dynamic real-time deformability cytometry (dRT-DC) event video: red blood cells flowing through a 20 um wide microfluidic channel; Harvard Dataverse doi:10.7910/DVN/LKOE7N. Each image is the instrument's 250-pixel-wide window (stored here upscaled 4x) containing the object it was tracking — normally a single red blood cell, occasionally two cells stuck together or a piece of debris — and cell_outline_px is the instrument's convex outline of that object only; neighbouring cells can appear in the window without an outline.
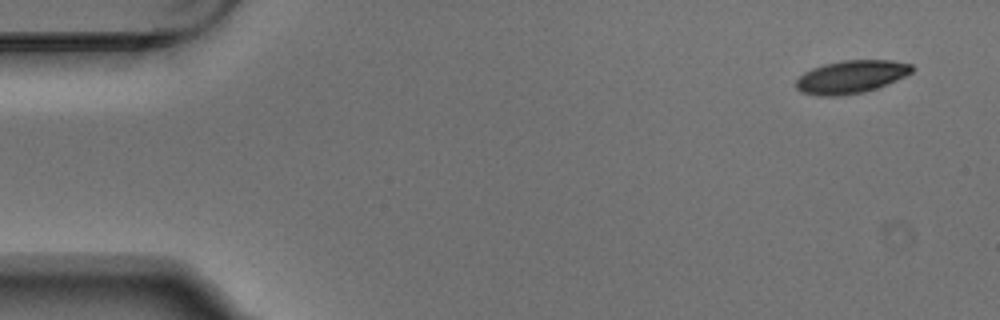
{"species": "Egyptian fruit bat (a non-hibernating species)", "species_latin": "Rousettus aegyptiacus", "temperature_condition": "warm", "stored_images_in_passage": 3, "camera_frame_rate_fps": 3000, "um_per_image_px": 0.085, "animal": {"sex": "male"}, "frame": {"image": 1, "passage_image": 1, "time_ms": 0.0, "image_size_px": [1000, 320], "cell_outline_px": [[916, 68], [912, 72], [896, 80], [876, 88], [864, 92], [840, 96], [820, 96], [800, 92], [796, 88], [796, 80], [804, 72], [812, 68], [824, 64], [844, 60], [892, 60], [912, 64]], "centroid_in_image_um": [72.34, 6.53], "position_along_channel_um": 12.7, "area_um2": 22.31}}
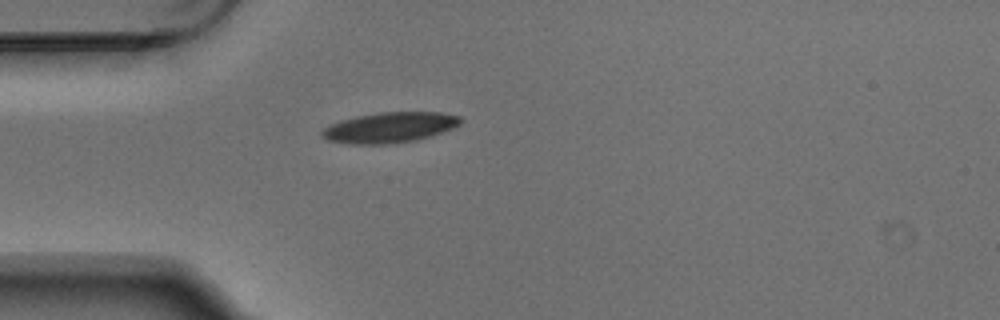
{"frame": {"image": 2, "passage_image": 3, "time_ms": 0.667, "image_size_px": [1000, 320], "cell_outline_px": [[464, 120], [460, 124], [452, 128], [416, 140], [388, 144], [352, 144], [328, 140], [320, 136], [320, 132], [324, 128], [340, 120], [356, 116], [380, 112], [440, 112], [460, 116]], "centroid_in_image_um": [33.11, 10.83], "position_along_channel_um": 51.9, "area_um2": 24.51}}